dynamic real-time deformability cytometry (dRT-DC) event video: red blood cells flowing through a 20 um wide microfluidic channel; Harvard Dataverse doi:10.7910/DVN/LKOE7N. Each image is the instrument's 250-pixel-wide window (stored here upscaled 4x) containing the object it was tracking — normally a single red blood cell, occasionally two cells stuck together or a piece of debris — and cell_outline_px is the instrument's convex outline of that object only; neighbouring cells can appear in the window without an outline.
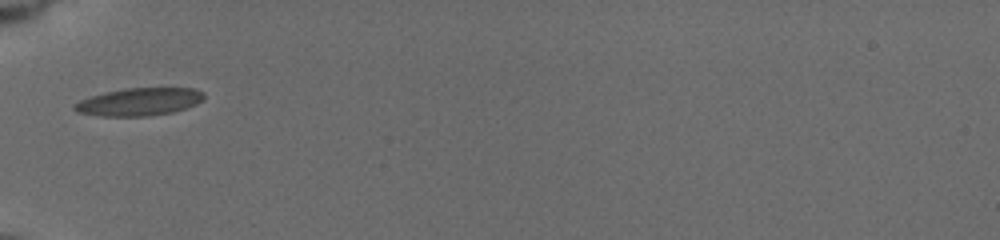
{"species": "common noctule bat (a hibernating species)", "species_latin": "Nyctalus noctula", "temperature_condition": "cold", "stored_images_in_passage": 34, "camera_frame_rate_fps": 3000, "um_per_image_px": 0.085, "animal": {"sex": "female", "body_mass_g": 19.5, "forearm_length_mm": 54.1}, "frame": {"image": 1, "passage_image": 1, "time_ms": 0.0, "image_size_px": [1000, 240], "cell_outline_px": [[204, 100], [188, 108], [172, 112], [148, 116], [100, 116], [76, 112], [72, 108], [72, 104], [80, 100], [92, 96], [108, 92], [128, 88], [192, 88], [204, 92]], "centroid_in_image_um": [11.84, 8.66], "position_along_channel_um": 73.2, "area_um2": 20.92}}
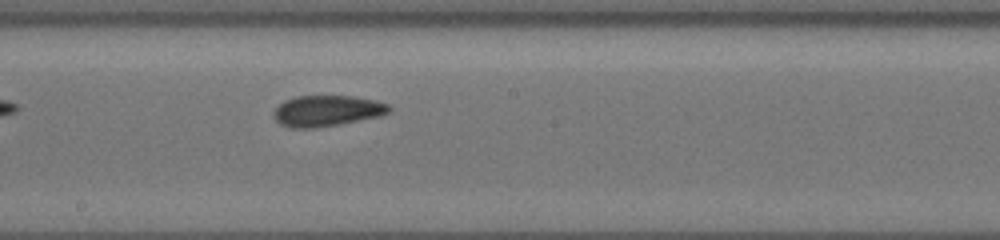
{"frame": {"image": 2, "passage_image": 13, "time_ms": 4.0, "image_size_px": [1000, 240], "cell_outline_px": [[392, 108], [388, 112], [380, 116], [336, 124], [312, 128], [292, 128], [280, 124], [272, 116], [272, 112], [284, 100], [296, 96], [352, 96], [376, 100], [388, 104]], "centroid_in_image_um": [27.76, 9.41], "position_along_channel_um": 220.4, "area_um2": 20.69}}
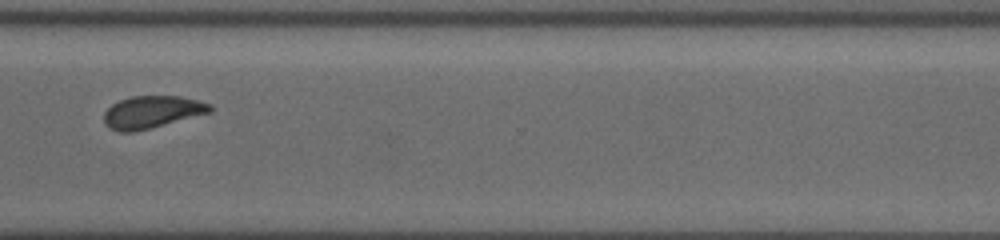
{"frame": {"image": 3, "passage_image": 24, "time_ms": 7.667, "image_size_px": [1000, 240], "cell_outline_px": [[212, 112], [132, 132], [120, 132], [104, 124], [104, 112], [112, 104], [120, 100], [132, 96], [180, 96], [212, 104]], "centroid_in_image_um": [12.91, 9.51], "position_along_channel_um": 357.7, "area_um2": 19.71}, "authors_computed_cell_mechanics": {"area_um2": 20.0566, "velocity_mm_per_s": 3.7378, "shape_relaxation_time_tau1_ms": 10.7928, "shape_relaxation_time_tau2_ms": 1.7897, "deformation_change_tau1": 0.177, "deformation_change_tau2": 0.0808}}